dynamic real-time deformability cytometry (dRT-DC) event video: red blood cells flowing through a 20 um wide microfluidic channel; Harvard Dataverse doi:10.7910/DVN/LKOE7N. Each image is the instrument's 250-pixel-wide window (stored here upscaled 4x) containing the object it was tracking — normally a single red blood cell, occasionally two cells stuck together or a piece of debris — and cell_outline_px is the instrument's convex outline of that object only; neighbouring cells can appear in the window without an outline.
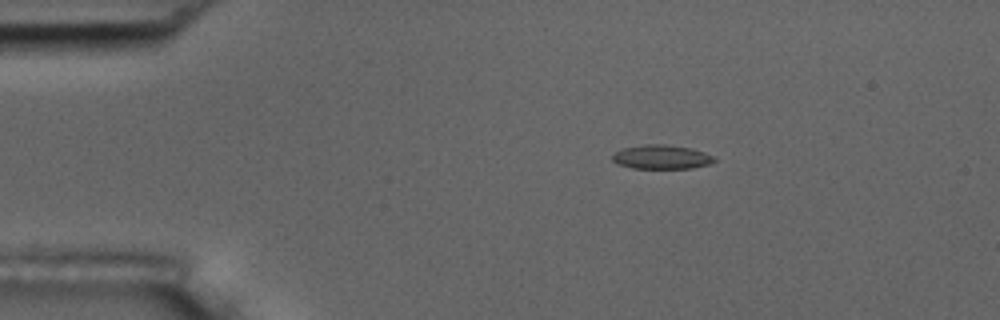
{"species": "common noctule bat (a hibernating species)", "species_latin": "Nyctalus noctula", "temperature_condition": "room temperature", "stored_images_in_passage": 6, "camera_frame_rate_fps": 3000, "um_per_image_px": 0.085, "animal": {"sex": "male", "body_mass_g": 17.5, "forearm_length_mm": 52.3}, "frame": {"image": 1, "passage_image": 3, "time_ms": 3.0, "image_size_px": [1000, 320], "cell_outline_px": [[716, 160], [708, 164], [692, 168], [632, 168], [616, 164], [612, 160], [612, 152], [624, 148], [644, 144], [664, 144], [692, 148], [716, 156]], "centroid_in_image_um": [56.21, 13.34], "position_along_channel_um": 28.8, "area_um2": 14.45}}
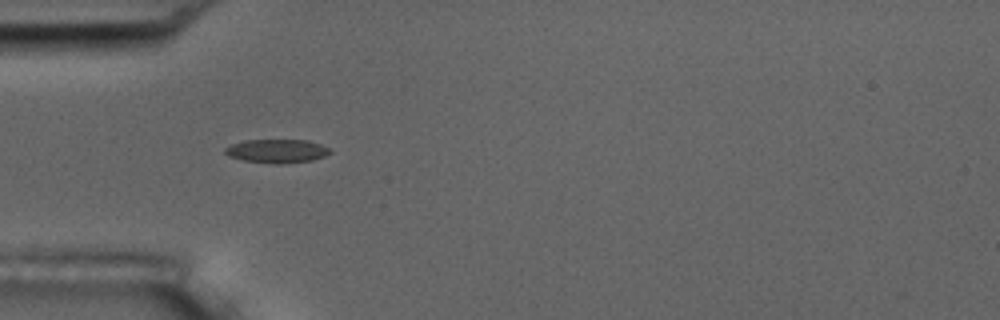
{"frame": {"image": 2, "passage_image": 5, "time_ms": 5.333, "image_size_px": [1000, 320], "cell_outline_px": [[332, 152], [324, 156], [312, 160], [276, 164], [244, 160], [228, 156], [224, 152], [224, 148], [232, 144], [244, 140], [308, 140], [320, 144], [328, 148]], "centroid_in_image_um": [23.52, 12.83], "position_along_channel_um": 61.5, "area_um2": 14.33}}